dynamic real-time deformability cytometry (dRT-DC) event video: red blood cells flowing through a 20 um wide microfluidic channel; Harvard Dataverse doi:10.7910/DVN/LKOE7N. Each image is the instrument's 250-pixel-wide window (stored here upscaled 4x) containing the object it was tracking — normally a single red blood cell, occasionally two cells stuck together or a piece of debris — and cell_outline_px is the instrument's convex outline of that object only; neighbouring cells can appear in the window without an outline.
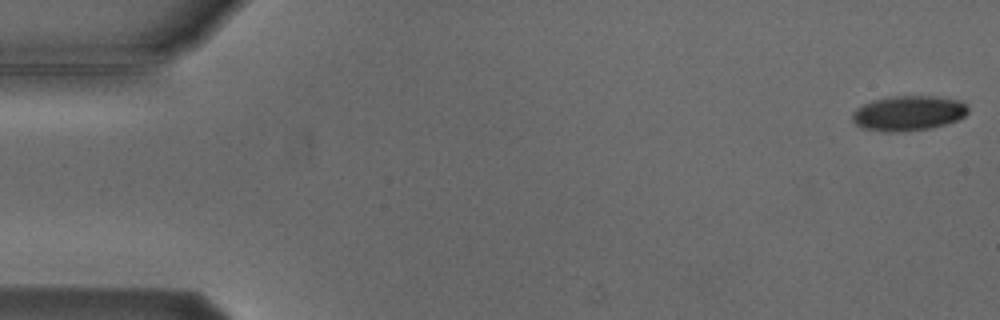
{"species": "Egyptian fruit bat (a non-hibernating species)", "species_latin": "Rousettus aegyptiacus", "temperature_condition": "cold", "stored_images_in_passage": 6, "segment_of_instrument_passage": [1, 2], "camera_frame_rate_fps": 3000, "um_per_image_px": 0.085, "animal": {"sex": "male"}, "frame": {"image": 1, "passage_image": 1, "time_ms": 0.0, "image_size_px": [1000, 320], "cell_outline_px": [[968, 112], [964, 116], [956, 120], [944, 124], [928, 128], [904, 132], [888, 132], [864, 128], [856, 124], [852, 120], [852, 112], [856, 108], [872, 100], [892, 96], [932, 96], [960, 100], [968, 108]], "centroid_in_image_um": [77.18, 9.62], "position_along_channel_um": 7.8, "area_um2": 23.47}}